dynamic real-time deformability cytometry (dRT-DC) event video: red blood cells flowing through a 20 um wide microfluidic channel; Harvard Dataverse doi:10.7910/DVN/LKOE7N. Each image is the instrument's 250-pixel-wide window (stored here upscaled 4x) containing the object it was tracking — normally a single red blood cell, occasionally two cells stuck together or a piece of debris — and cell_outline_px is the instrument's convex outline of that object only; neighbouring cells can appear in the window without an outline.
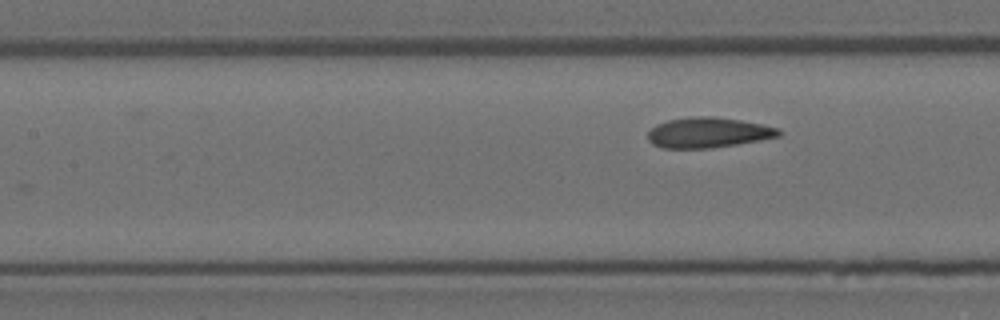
{"species": "Egyptian fruit bat (a non-hibernating species)", "species_latin": "Rousettus aegyptiacus", "temperature_condition": "room temperature", "stored_images_in_passage": 5, "camera_frame_rate_fps": 3000, "um_per_image_px": 0.085, "animal": {"sex": "female"}, "frame": {"image": 1, "passage_image": 5, "time_ms": 1.333, "image_size_px": [1000, 320], "cell_outline_px": [[780, 136], [760, 140], [712, 148], [664, 148], [652, 144], [648, 140], [648, 132], [656, 124], [668, 120], [688, 116], [712, 116], [740, 120], [760, 124], [776, 128], [780, 132]], "centroid_in_image_um": [60.14, 11.26], "position_along_channel_um": 147.3, "area_um2": 23.0}}